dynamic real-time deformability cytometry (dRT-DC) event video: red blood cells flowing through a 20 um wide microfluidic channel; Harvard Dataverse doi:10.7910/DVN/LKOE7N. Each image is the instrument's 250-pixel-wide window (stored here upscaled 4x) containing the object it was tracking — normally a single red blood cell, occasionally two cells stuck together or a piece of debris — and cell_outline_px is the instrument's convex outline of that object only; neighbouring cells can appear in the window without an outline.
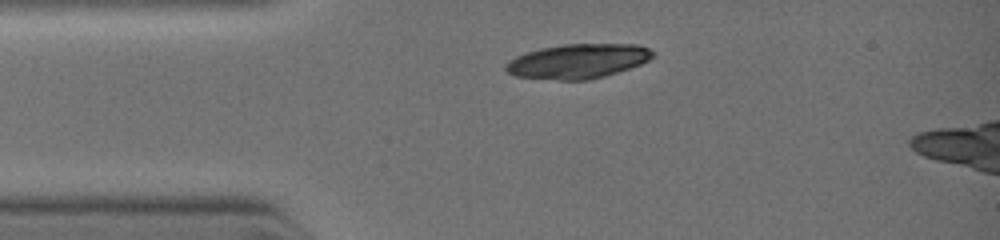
{"species": "common noctule bat (a hibernating species)", "species_latin": "Nyctalus noctula", "temperature_condition": "warm", "stored_images_in_passage": 12, "camera_frame_rate_fps": 3000, "um_per_image_px": 0.085, "animal": {"sex": "female", "body_mass_g": 19.0, "forearm_length_mm": 51.5}, "frame": {"image": 1, "passage_image": 1, "time_ms": 0.0, "image_size_px": [1000, 240], "cell_outline_px": [[656, 56], [640, 64], [604, 76], [588, 80], [560, 80], [516, 76], [508, 72], [504, 68], [504, 64], [516, 56], [528, 52], [544, 48], [564, 44], [640, 44], [656, 52]], "centroid_in_image_um": [49.16, 5.19], "position_along_channel_um": 35.8, "area_um2": 29.42}}
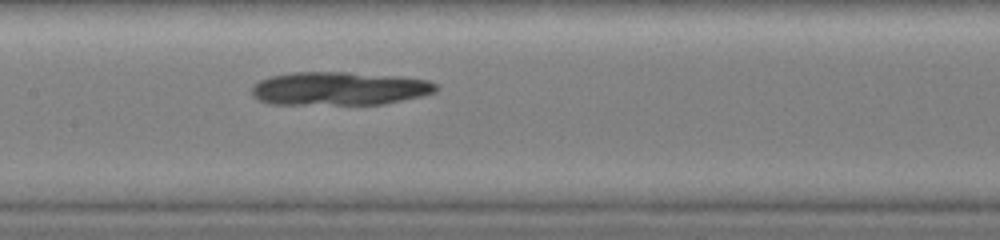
{"frame": {"image": 2, "passage_image": 8, "time_ms": 3.0, "image_size_px": [1000, 240], "cell_outline_px": [[436, 92], [420, 96], [384, 104], [268, 104], [252, 96], [252, 88], [260, 80], [272, 76], [292, 72], [348, 72], [396, 76], [428, 80], [436, 84]], "centroid_in_image_um": [28.82, 7.53], "position_along_channel_um": 178.6, "area_um2": 35.72}}
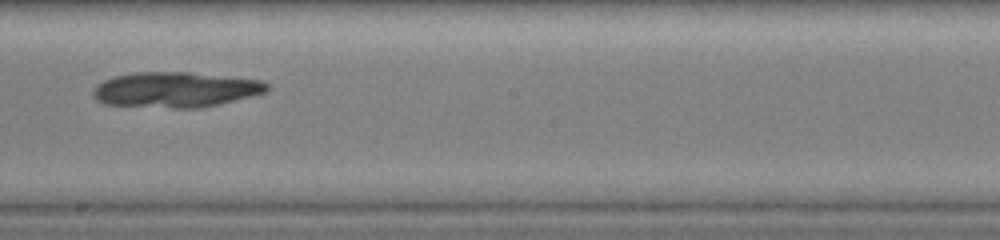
{"frame": {"image": 3, "passage_image": 11, "time_ms": 4.0, "image_size_px": [1000, 240], "cell_outline_px": [[268, 88], [264, 92], [252, 96], [200, 108], [172, 108], [104, 104], [96, 100], [92, 96], [92, 92], [96, 84], [112, 76], [136, 72], [188, 72], [260, 80], [268, 84]], "centroid_in_image_um": [14.85, 7.62], "position_along_channel_um": 233.4, "area_um2": 35.78}}